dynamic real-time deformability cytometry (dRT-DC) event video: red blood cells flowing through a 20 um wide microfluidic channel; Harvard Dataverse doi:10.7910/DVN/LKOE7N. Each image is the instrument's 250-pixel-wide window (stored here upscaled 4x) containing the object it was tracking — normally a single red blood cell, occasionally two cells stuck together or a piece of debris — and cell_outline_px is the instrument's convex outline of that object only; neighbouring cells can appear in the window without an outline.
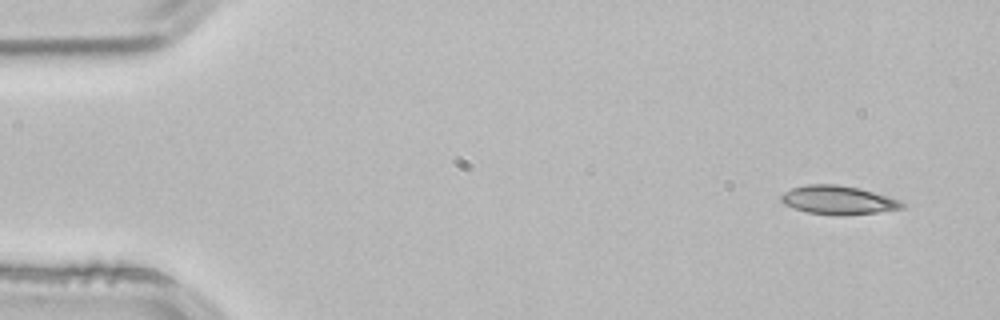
{"species": "common noctule bat (a hibernating species)", "species_latin": "Nyctalus noctula", "temperature_condition": "room temperature", "stored_images_in_passage": 3, "segment_of_instrument_passage": [2, 2], "camera_frame_rate_fps": 3000, "um_per_image_px": 0.085, "animal": {"sex": "male", "body_mass_g": 21.5, "forearm_length_mm": 52.0}, "frame": {"image": 1, "passage_image": 3, "time_ms": 0.667, "image_size_px": [1000, 320], "cell_outline_px": [[904, 208], [876, 212], [840, 216], [808, 212], [784, 204], [780, 200], [780, 196], [784, 192], [792, 188], [808, 184], [836, 184], [860, 188], [900, 200], [904, 204]], "centroid_in_image_um": [71.23, 17.0], "position_along_channel_um": 13.8, "area_um2": 20.06}}